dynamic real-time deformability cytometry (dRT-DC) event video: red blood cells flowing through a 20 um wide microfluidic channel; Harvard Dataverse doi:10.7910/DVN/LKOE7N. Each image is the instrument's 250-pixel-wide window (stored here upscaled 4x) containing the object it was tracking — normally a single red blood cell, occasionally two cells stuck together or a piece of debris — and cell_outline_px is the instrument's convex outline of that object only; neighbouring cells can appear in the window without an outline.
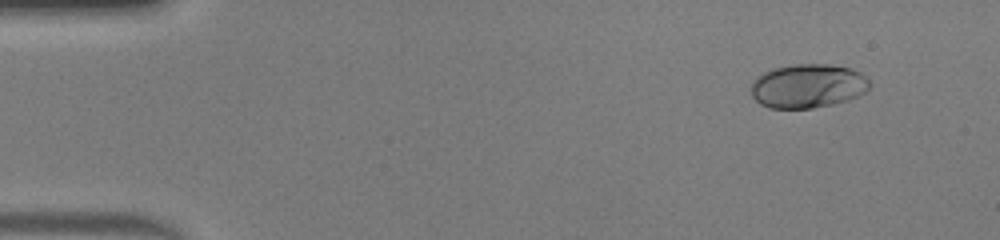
{"species": "human", "species_latin": "Homo sapiens", "temperature_condition": "warm", "stored_images_in_passage": 44, "camera_frame_rate_fps": 3000, "um_per_image_px": 0.085, "donor": {"sex": "male"}, "frame": {"image": 1, "passage_image": 1, "time_ms": 0.0, "image_size_px": [1000, 240], "cell_outline_px": [[872, 84], [864, 92], [848, 100], [832, 104], [812, 108], [768, 108], [760, 104], [752, 96], [752, 84], [764, 72], [772, 68], [792, 64], [828, 64], [852, 68], [860, 72]], "centroid_in_image_um": [68.68, 7.3], "position_along_channel_um": 16.3, "area_um2": 30.29}}
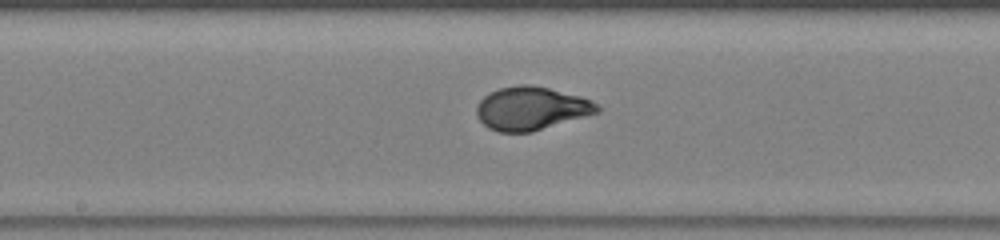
{"frame": {"image": 2, "passage_image": 22, "time_ms": 7.0, "image_size_px": [1000, 240], "cell_outline_px": [[600, 112], [532, 132], [500, 132], [488, 128], [480, 120], [476, 112], [476, 108], [480, 100], [488, 92], [500, 88], [516, 84], [532, 84], [580, 96], [592, 100], [600, 108]], "centroid_in_image_um": [45.15, 9.21], "position_along_channel_um": 203.1, "area_um2": 30.52}}
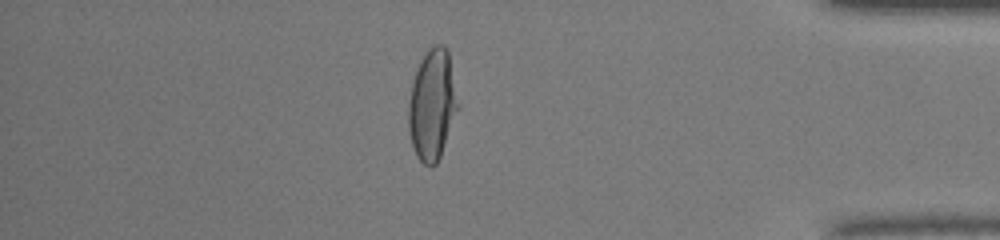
{"frame": {"image": 3, "passage_image": 38, "time_ms": 12.333, "image_size_px": [1000, 240], "cell_outline_px": [[460, 108], [440, 156], [436, 164], [432, 168], [428, 168], [416, 156], [408, 132], [408, 100], [416, 68], [420, 60], [428, 48], [432, 44], [444, 44], [448, 48], [460, 104]], "centroid_in_image_um": [36.76, 8.88], "position_along_channel_um": 398.4, "area_um2": 32.83}, "authors_computed_cell_mechanics": {"area_um2": 30.1716, "velocity_mm_per_s": 4.3078, "shape_relaxation_time_tau1_ms": 4.1468, "shape_relaxation_time_tau2_ms": null, "deformation_change_tau1": 0.2488, "deformation_change_tau2": null}}